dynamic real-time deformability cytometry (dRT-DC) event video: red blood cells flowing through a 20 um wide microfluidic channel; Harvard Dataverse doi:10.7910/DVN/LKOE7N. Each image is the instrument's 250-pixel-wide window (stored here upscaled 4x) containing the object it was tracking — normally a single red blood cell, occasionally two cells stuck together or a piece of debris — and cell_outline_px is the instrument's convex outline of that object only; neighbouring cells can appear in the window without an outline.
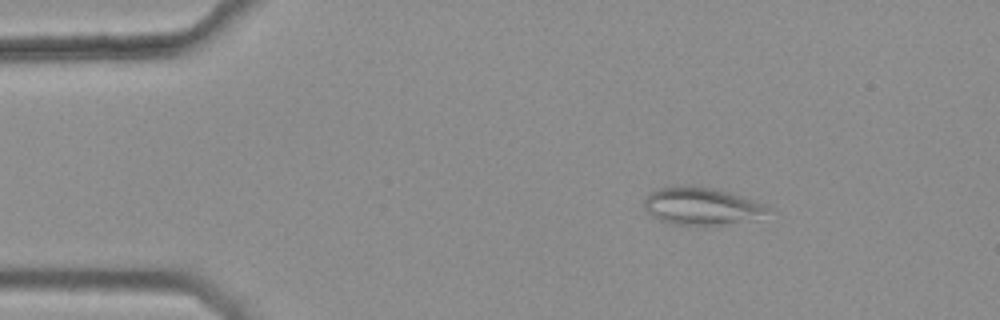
{"species": "common noctule bat (a hibernating species)", "species_latin": "Nyctalus noctula", "temperature_condition": "warm", "stored_images_in_passage": 39, "camera_frame_rate_fps": 3000, "um_per_image_px": 0.085, "animal": {"sex": "female", "body_mass_g": 25.1}, "frame": {"image": 1, "passage_image": 2, "time_ms": 0.333, "image_size_px": [1000, 320], "cell_outline_px": [[772, 208], [736, 220], [704, 228], [668, 224], [652, 216], [644, 208], [644, 200], [648, 192], [660, 188], [692, 184], [712, 188], [728, 192], [764, 204]], "centroid_in_image_um": [59.4, 17.51], "position_along_channel_um": 25.6, "area_um2": 26.53}}
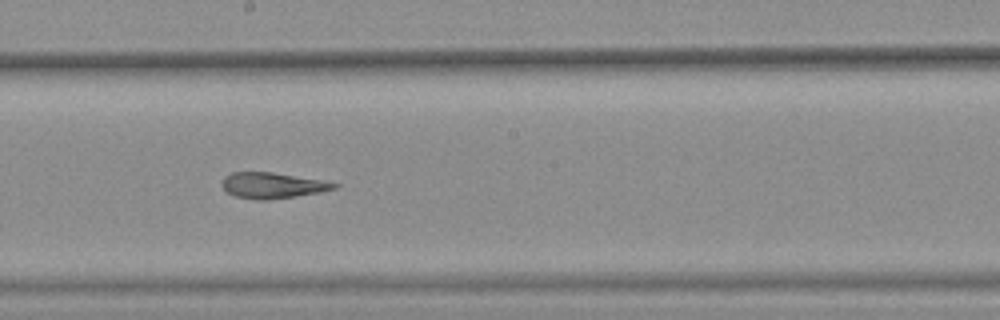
{"frame": {"image": 2, "passage_image": 23, "time_ms": 7.333, "image_size_px": [1000, 320], "cell_outline_px": [[340, 184], [336, 188], [320, 192], [268, 200], [256, 200], [236, 196], [228, 192], [220, 184], [224, 176], [232, 172], [272, 172], [320, 180]], "centroid_in_image_um": [23.12, 15.76], "position_along_channel_um": 225.1, "area_um2": 16.7}}
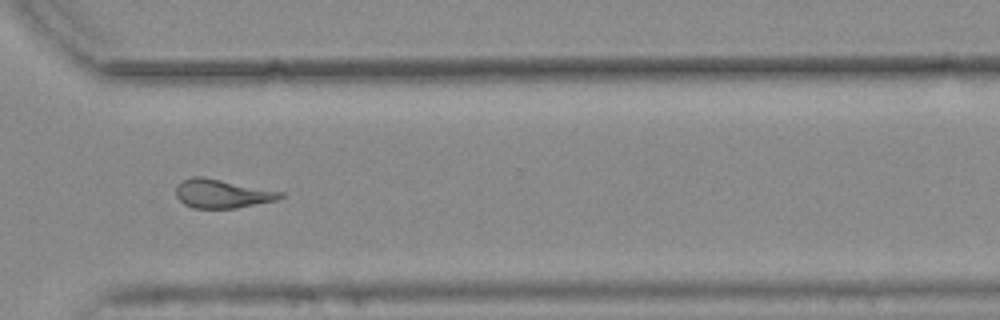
{"frame": {"image": 3, "passage_image": 33, "time_ms": 10.667, "image_size_px": [1000, 320], "cell_outline_px": [[284, 196], [276, 200], [236, 208], [192, 208], [184, 204], [176, 196], [176, 184], [192, 176], [204, 176], [284, 192]], "centroid_in_image_um": [18.86, 16.45], "position_along_channel_um": 351.7, "area_um2": 17.57}, "authors_computed_cell_mechanics": {"area_um2": 17.8602, "velocity_mm_per_s": 3.7883, "shape_relaxation_time_tau1_ms": null, "shape_relaxation_time_tau2_ms": 3.0803, "deformation_change_tau1": null, "deformation_change_tau2": 0.1348}}